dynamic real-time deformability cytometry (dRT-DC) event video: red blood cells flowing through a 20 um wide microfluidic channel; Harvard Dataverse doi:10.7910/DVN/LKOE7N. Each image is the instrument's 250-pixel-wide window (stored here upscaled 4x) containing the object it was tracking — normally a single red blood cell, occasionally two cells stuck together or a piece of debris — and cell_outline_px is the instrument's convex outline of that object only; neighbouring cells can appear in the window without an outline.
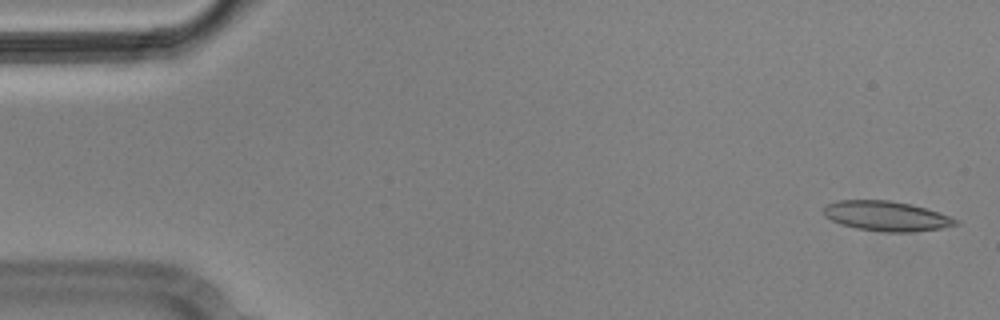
{"species": "Egyptian fruit bat (a non-hibernating species)", "species_latin": "Rousettus aegyptiacus", "temperature_condition": "cold", "stored_images_in_passage": 4, "camera_frame_rate_fps": 3000, "um_per_image_px": 0.085, "animal": {"sex": "male"}, "frame": {"image": 1, "passage_image": 1, "time_ms": 0.0, "image_size_px": [1000, 320], "cell_outline_px": [[960, 224], [940, 228], [912, 232], [884, 232], [856, 228], [840, 224], [824, 216], [824, 208], [828, 204], [836, 200], [888, 200], [912, 204], [948, 216], [956, 220]], "centroid_in_image_um": [75.3, 18.36], "position_along_channel_um": 9.7, "area_um2": 22.77}}